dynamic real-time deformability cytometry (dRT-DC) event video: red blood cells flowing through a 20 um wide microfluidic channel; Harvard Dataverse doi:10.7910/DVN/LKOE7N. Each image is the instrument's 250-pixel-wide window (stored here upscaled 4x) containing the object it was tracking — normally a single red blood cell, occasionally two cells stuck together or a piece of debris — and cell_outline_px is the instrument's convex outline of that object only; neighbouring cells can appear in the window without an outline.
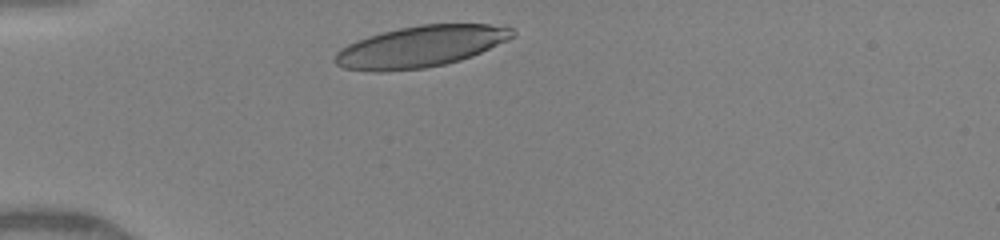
{"species": "human", "species_latin": "Homo sapiens", "temperature_condition": "warm", "stored_images_in_passage": 10, "camera_frame_rate_fps": 3000, "um_per_image_px": 0.085, "donor": {"sex": "female"}, "frame": {"image": 1, "passage_image": 1, "time_ms": 0.0, "image_size_px": [1000, 240], "cell_outline_px": [[516, 32], [512, 36], [472, 56], [460, 60], [444, 64], [424, 68], [380, 72], [372, 72], [344, 68], [336, 64], [332, 60], [336, 52], [340, 48], [356, 40], [368, 36], [400, 28], [420, 24], [488, 24], [512, 28]], "centroid_in_image_um": [35.66, 3.96], "position_along_channel_um": 49.3, "area_um2": 42.43}}
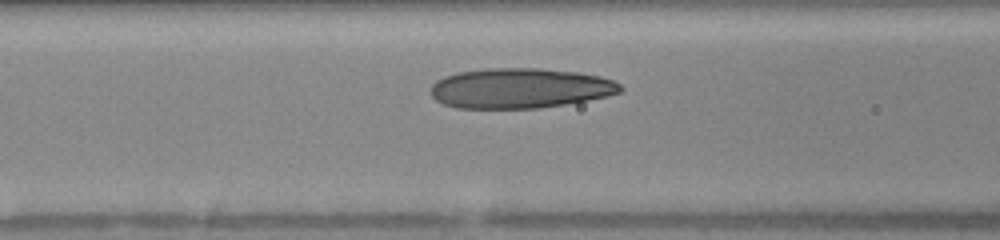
{"frame": {"image": 2, "passage_image": 7, "time_ms": 2.333, "image_size_px": [1000, 240], "cell_outline_px": [[624, 88], [620, 92], [608, 96], [588, 100], [540, 108], [456, 108], [444, 104], [436, 100], [432, 96], [432, 84], [436, 80], [444, 76], [460, 72], [484, 68], [540, 68], [576, 72], [600, 76], [612, 80], [620, 84]], "centroid_in_image_um": [44.2, 7.5], "position_along_channel_um": 122.4, "area_um2": 44.33}}